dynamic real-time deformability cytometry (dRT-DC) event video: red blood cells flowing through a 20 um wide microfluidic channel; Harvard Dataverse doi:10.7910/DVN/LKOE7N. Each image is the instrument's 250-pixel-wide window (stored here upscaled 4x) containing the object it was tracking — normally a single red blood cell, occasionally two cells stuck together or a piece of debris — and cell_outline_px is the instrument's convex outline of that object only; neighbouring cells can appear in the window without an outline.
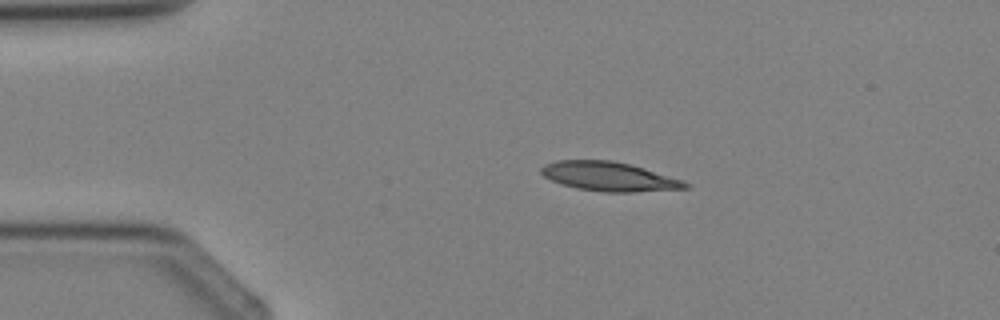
{"species": "Egyptian fruit bat (a non-hibernating species)", "species_latin": "Rousettus aegyptiacus", "temperature_condition": "cold", "stored_images_in_passage": 3, "camera_frame_rate_fps": 3000, "um_per_image_px": 0.085, "animal": {"sex": "female"}, "frame": {"image": 1, "passage_image": 1, "time_ms": 0.0, "image_size_px": [1000, 320], "cell_outline_px": [[692, 184], [688, 188], [632, 192], [604, 192], [576, 188], [560, 184], [544, 176], [540, 172], [540, 168], [544, 164], [556, 160], [612, 160], [644, 168], [684, 180]], "centroid_in_image_um": [51.77, 15.0], "position_along_channel_um": 33.2, "area_um2": 24.57}}
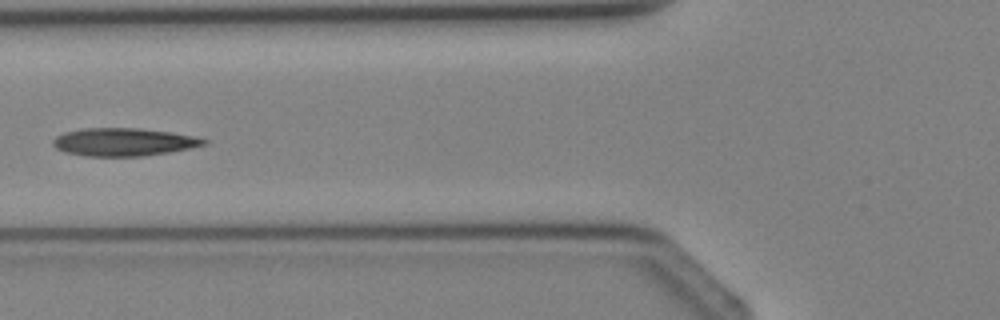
{"frame": {"image": 2, "passage_image": 3, "time_ms": 2.333, "image_size_px": [1000, 320], "cell_outline_px": [[208, 144], [168, 152], [140, 156], [84, 156], [64, 152], [56, 148], [52, 144], [52, 140], [56, 136], [64, 132], [84, 128], [140, 128], [172, 132], [196, 136], [208, 140]], "centroid_in_image_um": [10.49, 12.06], "position_along_channel_um": 115.3, "area_um2": 24.62}}